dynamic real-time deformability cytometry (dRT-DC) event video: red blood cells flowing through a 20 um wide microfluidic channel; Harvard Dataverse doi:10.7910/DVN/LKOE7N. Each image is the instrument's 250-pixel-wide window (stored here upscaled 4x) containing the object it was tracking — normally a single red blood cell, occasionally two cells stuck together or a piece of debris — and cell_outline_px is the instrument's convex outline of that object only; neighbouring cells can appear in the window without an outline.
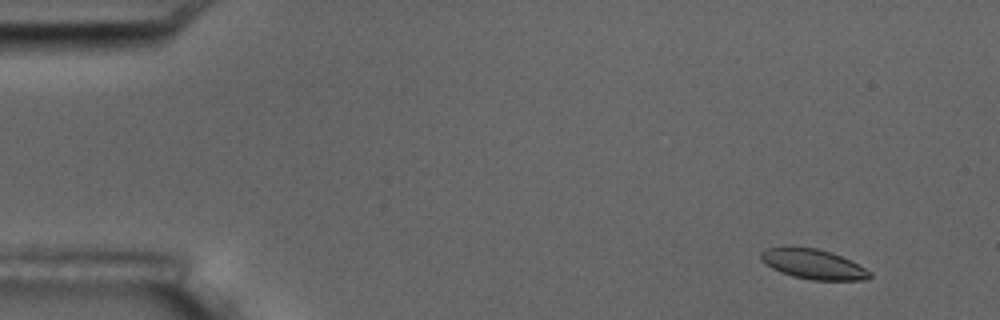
{"species": "common noctule bat (a hibernating species)", "species_latin": "Nyctalus noctula", "temperature_condition": "room temperature", "stored_images_in_passage": 5, "camera_frame_rate_fps": 3000, "um_per_image_px": 0.085, "animal": {"sex": "male", "body_mass_g": 17.5, "forearm_length_mm": 52.3}, "frame": {"image": 1, "passage_image": 1, "time_ms": 0.0, "image_size_px": [1000, 320], "cell_outline_px": [[872, 276], [868, 280], [812, 280], [792, 276], [780, 272], [764, 264], [760, 260], [760, 252], [764, 248], [784, 244], [816, 248], [840, 256], [872, 272]], "centroid_in_image_um": [69.02, 22.42], "position_along_channel_um": 16.0, "area_um2": 19.42}}
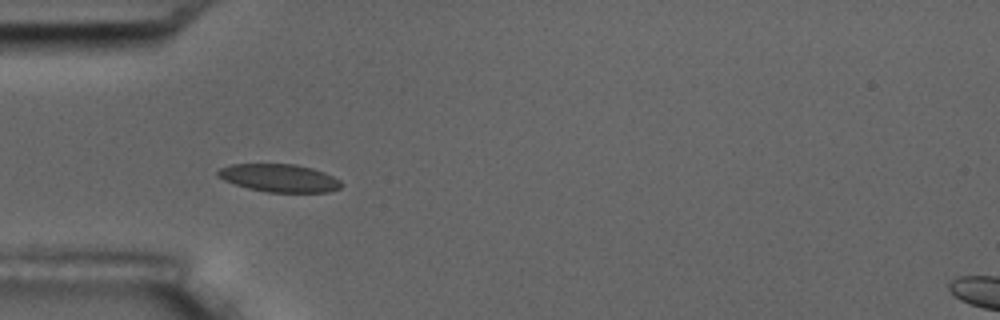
{"frame": {"image": 2, "passage_image": 4, "time_ms": 4.333, "image_size_px": [1000, 320], "cell_outline_px": [[344, 184], [340, 188], [328, 192], [268, 192], [248, 188], [224, 180], [216, 176], [216, 172], [220, 168], [232, 164], [296, 164], [312, 168], [324, 172], [340, 180]], "centroid_in_image_um": [23.75, 15.13], "position_along_channel_um": 61.3, "area_um2": 20.06}}